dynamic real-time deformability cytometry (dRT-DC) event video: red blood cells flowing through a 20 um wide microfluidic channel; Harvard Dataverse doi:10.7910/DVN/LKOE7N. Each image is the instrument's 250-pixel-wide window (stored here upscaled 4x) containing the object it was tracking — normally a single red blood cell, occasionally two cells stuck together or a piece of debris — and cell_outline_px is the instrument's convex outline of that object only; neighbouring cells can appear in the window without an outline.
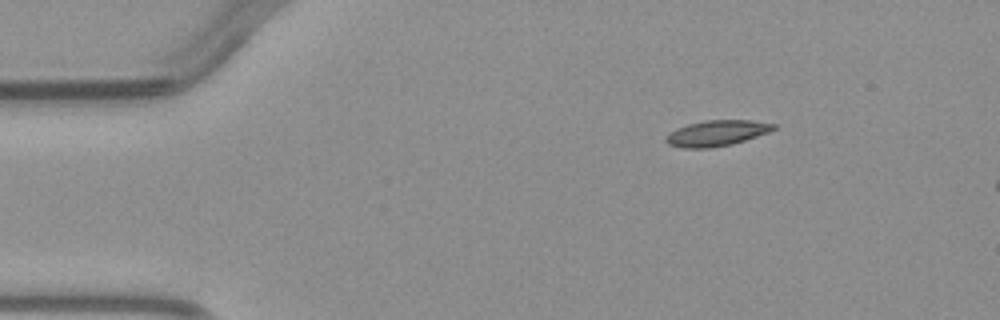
{"species": "common noctule bat (a hibernating species)", "species_latin": "Nyctalus noctula", "temperature_condition": "warm", "stored_images_in_passage": 3, "camera_frame_rate_fps": 3000, "um_per_image_px": 0.085, "animal": {"sex": "male", "body_mass_g": 23.1, "forearm_length_mm": 52.7}, "frame": {"image": 1, "passage_image": 1, "time_ms": 0.0, "image_size_px": [1000, 320], "cell_outline_px": [[776, 128], [768, 132], [732, 144], [708, 148], [684, 148], [668, 144], [664, 140], [664, 136], [668, 132], [676, 128], [688, 124], [704, 120], [752, 120], [776, 124]], "centroid_in_image_um": [60.87, 11.31], "position_along_channel_um": 24.1, "area_um2": 16.18}}